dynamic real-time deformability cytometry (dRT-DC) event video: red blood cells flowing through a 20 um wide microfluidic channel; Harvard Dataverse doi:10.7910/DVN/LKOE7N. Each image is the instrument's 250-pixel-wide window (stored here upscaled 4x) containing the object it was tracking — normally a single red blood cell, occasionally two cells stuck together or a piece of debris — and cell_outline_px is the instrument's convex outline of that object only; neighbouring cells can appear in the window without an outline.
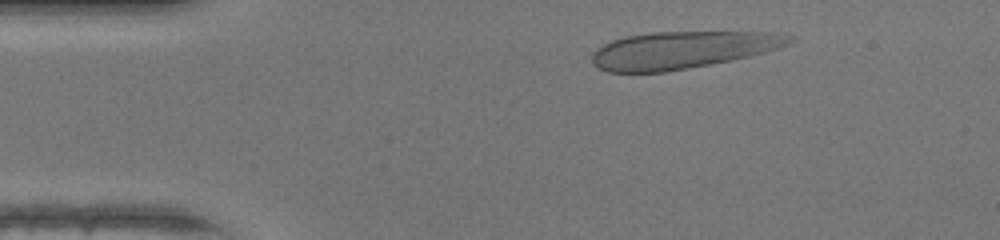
{"species": "human", "species_latin": "Homo sapiens", "temperature_condition": "warm", "stored_images_in_passage": 35, "camera_frame_rate_fps": 3000, "um_per_image_px": 0.085, "donor": {"sex": "female"}, "frame": {"image": 1, "passage_image": 4, "time_ms": 1.0, "image_size_px": [1000, 240], "cell_outline_px": [[796, 40], [788, 44], [764, 52], [732, 60], [688, 68], [664, 72], [608, 72], [596, 68], [592, 64], [592, 52], [596, 48], [612, 40], [628, 36], [652, 32], [776, 32], [796, 36]], "centroid_in_image_um": [57.98, 4.24], "position_along_channel_um": 27.0, "area_um2": 42.89}}
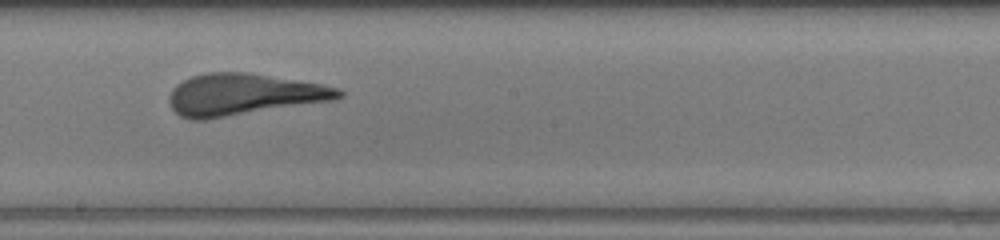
{"frame": {"image": 2, "passage_image": 22, "time_ms": 7.0, "image_size_px": [1000, 240], "cell_outline_px": [[344, 96], [332, 100], [204, 120], [188, 120], [180, 116], [172, 108], [168, 100], [168, 96], [172, 88], [176, 84], [192, 76], [208, 72], [248, 72], [320, 84], [336, 88], [344, 92]], "centroid_in_image_um": [20.63, 8.03], "position_along_channel_um": 227.6, "area_um2": 40.92}}
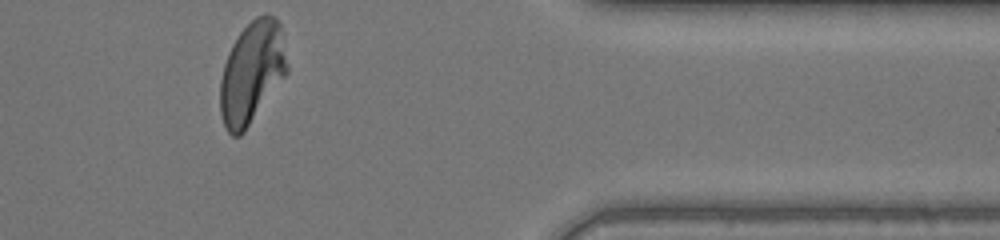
{"frame": {"image": 3, "passage_image": 35, "time_ms": 11.333, "image_size_px": [1000, 240], "cell_outline_px": [[288, 72], [244, 132], [240, 136], [232, 136], [228, 132], [224, 124], [220, 112], [220, 80], [224, 64], [228, 52], [232, 44], [240, 32], [256, 16], [264, 12], [268, 12], [280, 24], [288, 64]], "centroid_in_image_um": [21.4, 6.15], "position_along_channel_um": 390.0, "area_um2": 39.77}, "authors_computed_cell_mechanics": {"area_um2": 41.4426, "velocity_mm_per_s": 4.3539, "shape_relaxation_time_tau1_ms": 6.9999, "shape_relaxation_time_tau2_ms": null, "deformation_change_tau1": 0.2837, "deformation_change_tau2": null}}